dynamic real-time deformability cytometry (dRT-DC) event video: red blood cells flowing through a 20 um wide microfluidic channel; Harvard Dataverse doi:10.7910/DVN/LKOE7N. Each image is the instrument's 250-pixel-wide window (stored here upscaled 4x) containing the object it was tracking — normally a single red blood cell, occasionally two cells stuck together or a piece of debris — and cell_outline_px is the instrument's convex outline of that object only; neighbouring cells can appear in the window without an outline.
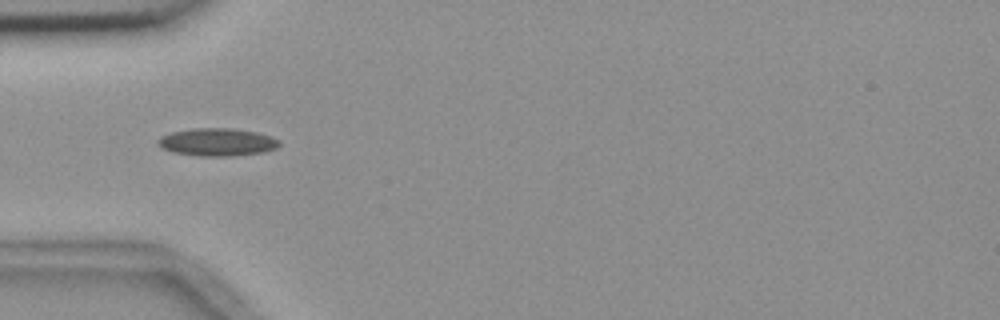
{"species": "common noctule bat (a hibernating species)", "species_latin": "Nyctalus noctula", "temperature_condition": "room temperature", "stored_images_in_passage": 8, "camera_frame_rate_fps": 3000, "um_per_image_px": 0.085, "animal": {"sex": "female", "body_mass_g": 18.4}, "frame": {"image": 1, "passage_image": 5, "time_ms": 1.333, "image_size_px": [1000, 320], "cell_outline_px": [[280, 144], [276, 148], [264, 152], [232, 156], [200, 156], [172, 152], [160, 148], [156, 144], [156, 140], [160, 136], [172, 132], [196, 128], [232, 128], [256, 132], [280, 140]], "centroid_in_image_um": [18.42, 12.08], "position_along_channel_um": 66.6, "area_um2": 19.71}}